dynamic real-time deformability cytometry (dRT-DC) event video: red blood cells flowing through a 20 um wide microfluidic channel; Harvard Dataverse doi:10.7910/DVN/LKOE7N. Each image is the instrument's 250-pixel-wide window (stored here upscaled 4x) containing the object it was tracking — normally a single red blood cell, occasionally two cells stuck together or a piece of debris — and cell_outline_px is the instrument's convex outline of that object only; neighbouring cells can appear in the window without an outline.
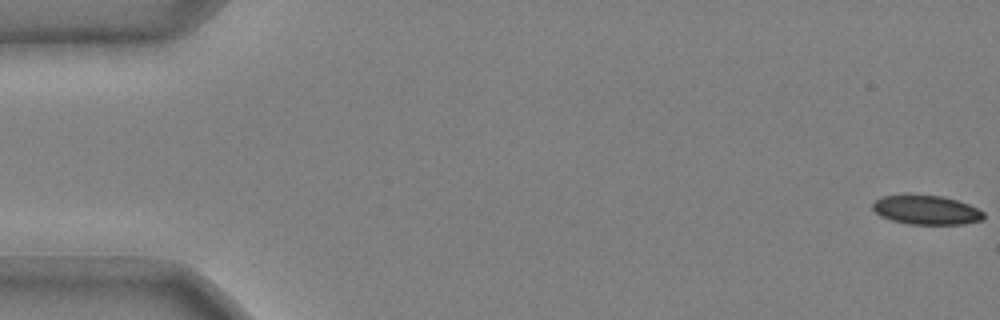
{"species": "common noctule bat (a hibernating species)", "species_latin": "Nyctalus noctula", "temperature_condition": "cold", "stored_images_in_passage": 52, "camera_frame_rate_fps": 3000, "um_per_image_px": 0.085, "animal": {"sex": "male", "body_mass_g": 20.4}, "frame": {"image": 1, "passage_image": 1, "time_ms": 0.0, "image_size_px": [1000, 320], "cell_outline_px": [[984, 220], [964, 224], [908, 224], [892, 220], [880, 216], [872, 208], [872, 204], [880, 196], [908, 192], [940, 196], [956, 200], [968, 204], [984, 212]], "centroid_in_image_um": [78.69, 17.81], "position_along_channel_um": 6.3, "area_um2": 19.42}}
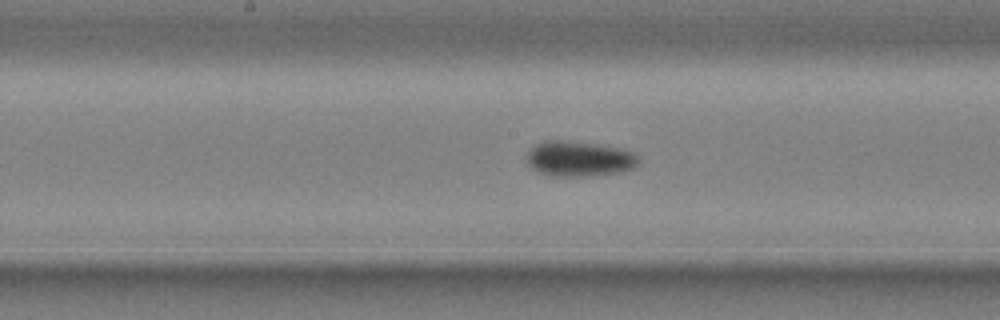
{"frame": {"image": 2, "passage_image": 28, "time_ms": 9.0, "image_size_px": [1000, 320], "cell_outline_px": [[640, 164], [632, 168], [620, 172], [592, 176], [552, 176], [540, 172], [532, 168], [528, 164], [528, 152], [536, 144], [544, 140], [560, 140], [596, 144], [616, 148], [632, 152], [640, 156]], "centroid_in_image_um": [49.26, 13.5], "position_along_channel_um": 198.9, "area_um2": 22.89}}
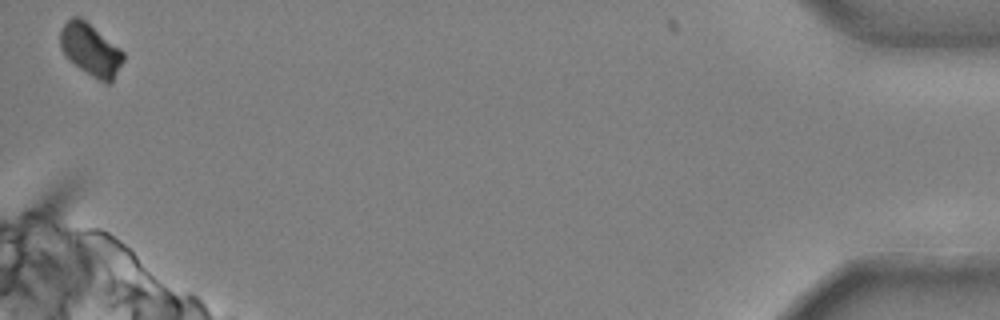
{"frame": {"image": 3, "passage_image": 52, "time_ms": 17.0, "image_size_px": [1000, 320], "cell_outline_px": [[124, 60], [112, 80], [108, 84], [104, 84], [80, 68], [60, 48], [60, 28], [72, 16], [80, 16], [120, 48], [124, 52]], "centroid_in_image_um": [7.71, 4.21], "position_along_channel_um": 427.5, "area_um2": 18.9}, "authors_computed_cell_mechanics": {"area_um2": 20.9236, "velocity_mm_per_s": 3.7185, "shape_relaxation_time_tau1_ms": 5.2689, "shape_relaxation_time_tau2_ms": null, "deformation_change_tau1": 0.1043, "deformation_change_tau2": null}}